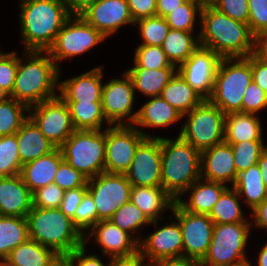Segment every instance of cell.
<instances>
[{
  "label": "cell",
  "mask_w": 267,
  "mask_h": 266,
  "mask_svg": "<svg viewBox=\"0 0 267 266\" xmlns=\"http://www.w3.org/2000/svg\"><path fill=\"white\" fill-rule=\"evenodd\" d=\"M199 44L221 58L248 57L254 54L255 35L248 24L233 20L211 3L201 9Z\"/></svg>",
  "instance_id": "obj_1"
},
{
  "label": "cell",
  "mask_w": 267,
  "mask_h": 266,
  "mask_svg": "<svg viewBox=\"0 0 267 266\" xmlns=\"http://www.w3.org/2000/svg\"><path fill=\"white\" fill-rule=\"evenodd\" d=\"M20 26L25 51H47L71 16L64 0H21Z\"/></svg>",
  "instance_id": "obj_2"
},
{
  "label": "cell",
  "mask_w": 267,
  "mask_h": 266,
  "mask_svg": "<svg viewBox=\"0 0 267 266\" xmlns=\"http://www.w3.org/2000/svg\"><path fill=\"white\" fill-rule=\"evenodd\" d=\"M25 54H28L29 60L24 64L18 58L10 97L30 108L58 96L55 88H59L60 67L47 51H25Z\"/></svg>",
  "instance_id": "obj_3"
},
{
  "label": "cell",
  "mask_w": 267,
  "mask_h": 266,
  "mask_svg": "<svg viewBox=\"0 0 267 266\" xmlns=\"http://www.w3.org/2000/svg\"><path fill=\"white\" fill-rule=\"evenodd\" d=\"M161 187L177 201L201 178V151L180 136L161 137Z\"/></svg>",
  "instance_id": "obj_4"
},
{
  "label": "cell",
  "mask_w": 267,
  "mask_h": 266,
  "mask_svg": "<svg viewBox=\"0 0 267 266\" xmlns=\"http://www.w3.org/2000/svg\"><path fill=\"white\" fill-rule=\"evenodd\" d=\"M29 238L64 258L84 245V235L59 208L32 207L26 216Z\"/></svg>",
  "instance_id": "obj_5"
},
{
  "label": "cell",
  "mask_w": 267,
  "mask_h": 266,
  "mask_svg": "<svg viewBox=\"0 0 267 266\" xmlns=\"http://www.w3.org/2000/svg\"><path fill=\"white\" fill-rule=\"evenodd\" d=\"M252 81L250 55L221 58L208 101L225 114L242 112L244 92Z\"/></svg>",
  "instance_id": "obj_6"
},
{
  "label": "cell",
  "mask_w": 267,
  "mask_h": 266,
  "mask_svg": "<svg viewBox=\"0 0 267 266\" xmlns=\"http://www.w3.org/2000/svg\"><path fill=\"white\" fill-rule=\"evenodd\" d=\"M106 130H75L59 147L63 160L87 179L105 172Z\"/></svg>",
  "instance_id": "obj_7"
},
{
  "label": "cell",
  "mask_w": 267,
  "mask_h": 266,
  "mask_svg": "<svg viewBox=\"0 0 267 266\" xmlns=\"http://www.w3.org/2000/svg\"><path fill=\"white\" fill-rule=\"evenodd\" d=\"M250 222L214 224L212 241L201 266H236L249 262L245 247Z\"/></svg>",
  "instance_id": "obj_8"
},
{
  "label": "cell",
  "mask_w": 267,
  "mask_h": 266,
  "mask_svg": "<svg viewBox=\"0 0 267 266\" xmlns=\"http://www.w3.org/2000/svg\"><path fill=\"white\" fill-rule=\"evenodd\" d=\"M188 116L179 136L199 151L224 142L226 114L208 100L185 114Z\"/></svg>",
  "instance_id": "obj_9"
},
{
  "label": "cell",
  "mask_w": 267,
  "mask_h": 266,
  "mask_svg": "<svg viewBox=\"0 0 267 266\" xmlns=\"http://www.w3.org/2000/svg\"><path fill=\"white\" fill-rule=\"evenodd\" d=\"M104 39L106 37L81 15H71L47 52L57 64L58 61L89 51Z\"/></svg>",
  "instance_id": "obj_10"
},
{
  "label": "cell",
  "mask_w": 267,
  "mask_h": 266,
  "mask_svg": "<svg viewBox=\"0 0 267 266\" xmlns=\"http://www.w3.org/2000/svg\"><path fill=\"white\" fill-rule=\"evenodd\" d=\"M151 135L133 125L110 126L106 129L105 172L125 174L138 146Z\"/></svg>",
  "instance_id": "obj_11"
},
{
  "label": "cell",
  "mask_w": 267,
  "mask_h": 266,
  "mask_svg": "<svg viewBox=\"0 0 267 266\" xmlns=\"http://www.w3.org/2000/svg\"><path fill=\"white\" fill-rule=\"evenodd\" d=\"M131 188L125 174L103 172L88 179L87 191L95 202L97 223L109 220L117 209L130 201Z\"/></svg>",
  "instance_id": "obj_12"
},
{
  "label": "cell",
  "mask_w": 267,
  "mask_h": 266,
  "mask_svg": "<svg viewBox=\"0 0 267 266\" xmlns=\"http://www.w3.org/2000/svg\"><path fill=\"white\" fill-rule=\"evenodd\" d=\"M28 111L29 118L57 148L75 131L68 105L60 96L34 105Z\"/></svg>",
  "instance_id": "obj_13"
},
{
  "label": "cell",
  "mask_w": 267,
  "mask_h": 266,
  "mask_svg": "<svg viewBox=\"0 0 267 266\" xmlns=\"http://www.w3.org/2000/svg\"><path fill=\"white\" fill-rule=\"evenodd\" d=\"M171 211L182 232L183 256L201 262L210 247L214 223L208 215L186 211L176 201Z\"/></svg>",
  "instance_id": "obj_14"
},
{
  "label": "cell",
  "mask_w": 267,
  "mask_h": 266,
  "mask_svg": "<svg viewBox=\"0 0 267 266\" xmlns=\"http://www.w3.org/2000/svg\"><path fill=\"white\" fill-rule=\"evenodd\" d=\"M122 76L123 79L114 78L103 85L101 103L108 127L113 124L133 125L138 114V111L132 113L135 96L132 79L127 72ZM124 118H127L129 123L122 122Z\"/></svg>",
  "instance_id": "obj_15"
},
{
  "label": "cell",
  "mask_w": 267,
  "mask_h": 266,
  "mask_svg": "<svg viewBox=\"0 0 267 266\" xmlns=\"http://www.w3.org/2000/svg\"><path fill=\"white\" fill-rule=\"evenodd\" d=\"M221 57L213 50L199 46L177 72L205 100L212 94L214 79Z\"/></svg>",
  "instance_id": "obj_16"
},
{
  "label": "cell",
  "mask_w": 267,
  "mask_h": 266,
  "mask_svg": "<svg viewBox=\"0 0 267 266\" xmlns=\"http://www.w3.org/2000/svg\"><path fill=\"white\" fill-rule=\"evenodd\" d=\"M161 173V137L146 138L138 146L125 175L132 187H161Z\"/></svg>",
  "instance_id": "obj_17"
},
{
  "label": "cell",
  "mask_w": 267,
  "mask_h": 266,
  "mask_svg": "<svg viewBox=\"0 0 267 266\" xmlns=\"http://www.w3.org/2000/svg\"><path fill=\"white\" fill-rule=\"evenodd\" d=\"M81 16L106 38L122 25H135L127 0H99Z\"/></svg>",
  "instance_id": "obj_18"
},
{
  "label": "cell",
  "mask_w": 267,
  "mask_h": 266,
  "mask_svg": "<svg viewBox=\"0 0 267 266\" xmlns=\"http://www.w3.org/2000/svg\"><path fill=\"white\" fill-rule=\"evenodd\" d=\"M158 230L138 243V250L150 263L164 259L183 256V238L178 221L162 228L157 220L152 221Z\"/></svg>",
  "instance_id": "obj_19"
},
{
  "label": "cell",
  "mask_w": 267,
  "mask_h": 266,
  "mask_svg": "<svg viewBox=\"0 0 267 266\" xmlns=\"http://www.w3.org/2000/svg\"><path fill=\"white\" fill-rule=\"evenodd\" d=\"M236 172L233 149L225 141L207 148L201 152V178L207 181L226 184L236 182Z\"/></svg>",
  "instance_id": "obj_20"
},
{
  "label": "cell",
  "mask_w": 267,
  "mask_h": 266,
  "mask_svg": "<svg viewBox=\"0 0 267 266\" xmlns=\"http://www.w3.org/2000/svg\"><path fill=\"white\" fill-rule=\"evenodd\" d=\"M94 236L97 244L103 247V254L109 257L127 256L138 250L140 238H135L121 230L111 220H100L89 231Z\"/></svg>",
  "instance_id": "obj_21"
},
{
  "label": "cell",
  "mask_w": 267,
  "mask_h": 266,
  "mask_svg": "<svg viewBox=\"0 0 267 266\" xmlns=\"http://www.w3.org/2000/svg\"><path fill=\"white\" fill-rule=\"evenodd\" d=\"M32 207V192L20 174L0 177V215L26 218Z\"/></svg>",
  "instance_id": "obj_22"
},
{
  "label": "cell",
  "mask_w": 267,
  "mask_h": 266,
  "mask_svg": "<svg viewBox=\"0 0 267 266\" xmlns=\"http://www.w3.org/2000/svg\"><path fill=\"white\" fill-rule=\"evenodd\" d=\"M102 68L96 67L59 83V96L65 102H101Z\"/></svg>",
  "instance_id": "obj_23"
},
{
  "label": "cell",
  "mask_w": 267,
  "mask_h": 266,
  "mask_svg": "<svg viewBox=\"0 0 267 266\" xmlns=\"http://www.w3.org/2000/svg\"><path fill=\"white\" fill-rule=\"evenodd\" d=\"M63 161L60 148H56L51 153L22 165L20 176L33 193L38 188L47 186L54 181L59 165Z\"/></svg>",
  "instance_id": "obj_24"
},
{
  "label": "cell",
  "mask_w": 267,
  "mask_h": 266,
  "mask_svg": "<svg viewBox=\"0 0 267 266\" xmlns=\"http://www.w3.org/2000/svg\"><path fill=\"white\" fill-rule=\"evenodd\" d=\"M16 137L22 165L45 156L57 148L30 118L22 124Z\"/></svg>",
  "instance_id": "obj_25"
},
{
  "label": "cell",
  "mask_w": 267,
  "mask_h": 266,
  "mask_svg": "<svg viewBox=\"0 0 267 266\" xmlns=\"http://www.w3.org/2000/svg\"><path fill=\"white\" fill-rule=\"evenodd\" d=\"M227 188L225 184L200 178L186 190L191 191L189 201L185 202L180 197L176 202L186 211L209 215Z\"/></svg>",
  "instance_id": "obj_26"
},
{
  "label": "cell",
  "mask_w": 267,
  "mask_h": 266,
  "mask_svg": "<svg viewBox=\"0 0 267 266\" xmlns=\"http://www.w3.org/2000/svg\"><path fill=\"white\" fill-rule=\"evenodd\" d=\"M130 201L152 222L163 219L159 213L172 209L175 200L162 187L133 186Z\"/></svg>",
  "instance_id": "obj_27"
},
{
  "label": "cell",
  "mask_w": 267,
  "mask_h": 266,
  "mask_svg": "<svg viewBox=\"0 0 267 266\" xmlns=\"http://www.w3.org/2000/svg\"><path fill=\"white\" fill-rule=\"evenodd\" d=\"M183 115L172 107L161 96L152 97L139 110L133 126L167 127L176 123ZM137 125V126H136Z\"/></svg>",
  "instance_id": "obj_28"
},
{
  "label": "cell",
  "mask_w": 267,
  "mask_h": 266,
  "mask_svg": "<svg viewBox=\"0 0 267 266\" xmlns=\"http://www.w3.org/2000/svg\"><path fill=\"white\" fill-rule=\"evenodd\" d=\"M260 119L256 114L233 112L226 114L225 142L262 141Z\"/></svg>",
  "instance_id": "obj_29"
},
{
  "label": "cell",
  "mask_w": 267,
  "mask_h": 266,
  "mask_svg": "<svg viewBox=\"0 0 267 266\" xmlns=\"http://www.w3.org/2000/svg\"><path fill=\"white\" fill-rule=\"evenodd\" d=\"M62 259L53 249L28 239L6 258L15 266H55Z\"/></svg>",
  "instance_id": "obj_30"
},
{
  "label": "cell",
  "mask_w": 267,
  "mask_h": 266,
  "mask_svg": "<svg viewBox=\"0 0 267 266\" xmlns=\"http://www.w3.org/2000/svg\"><path fill=\"white\" fill-rule=\"evenodd\" d=\"M183 117L205 99L176 72L160 95Z\"/></svg>",
  "instance_id": "obj_31"
},
{
  "label": "cell",
  "mask_w": 267,
  "mask_h": 266,
  "mask_svg": "<svg viewBox=\"0 0 267 266\" xmlns=\"http://www.w3.org/2000/svg\"><path fill=\"white\" fill-rule=\"evenodd\" d=\"M133 82L134 91L138 90L148 97L160 96L164 87L177 72L176 68H130L126 71Z\"/></svg>",
  "instance_id": "obj_32"
},
{
  "label": "cell",
  "mask_w": 267,
  "mask_h": 266,
  "mask_svg": "<svg viewBox=\"0 0 267 266\" xmlns=\"http://www.w3.org/2000/svg\"><path fill=\"white\" fill-rule=\"evenodd\" d=\"M233 188L239 196H246L244 201L252 211L267 198V188L257 164L241 171Z\"/></svg>",
  "instance_id": "obj_33"
},
{
  "label": "cell",
  "mask_w": 267,
  "mask_h": 266,
  "mask_svg": "<svg viewBox=\"0 0 267 266\" xmlns=\"http://www.w3.org/2000/svg\"><path fill=\"white\" fill-rule=\"evenodd\" d=\"M192 35V32L169 30L161 48L173 65L185 62L200 46L199 37Z\"/></svg>",
  "instance_id": "obj_34"
},
{
  "label": "cell",
  "mask_w": 267,
  "mask_h": 266,
  "mask_svg": "<svg viewBox=\"0 0 267 266\" xmlns=\"http://www.w3.org/2000/svg\"><path fill=\"white\" fill-rule=\"evenodd\" d=\"M29 239L27 219L0 215V258L6 259L12 250Z\"/></svg>",
  "instance_id": "obj_35"
},
{
  "label": "cell",
  "mask_w": 267,
  "mask_h": 266,
  "mask_svg": "<svg viewBox=\"0 0 267 266\" xmlns=\"http://www.w3.org/2000/svg\"><path fill=\"white\" fill-rule=\"evenodd\" d=\"M75 130H102L106 120L101 102H66Z\"/></svg>",
  "instance_id": "obj_36"
},
{
  "label": "cell",
  "mask_w": 267,
  "mask_h": 266,
  "mask_svg": "<svg viewBox=\"0 0 267 266\" xmlns=\"http://www.w3.org/2000/svg\"><path fill=\"white\" fill-rule=\"evenodd\" d=\"M240 196L237 191L227 188L208 215L214 224L248 222L243 216L239 203Z\"/></svg>",
  "instance_id": "obj_37"
},
{
  "label": "cell",
  "mask_w": 267,
  "mask_h": 266,
  "mask_svg": "<svg viewBox=\"0 0 267 266\" xmlns=\"http://www.w3.org/2000/svg\"><path fill=\"white\" fill-rule=\"evenodd\" d=\"M29 108L16 101L14 98L0 103V136L13 135L21 128L22 124L29 118L24 111Z\"/></svg>",
  "instance_id": "obj_38"
},
{
  "label": "cell",
  "mask_w": 267,
  "mask_h": 266,
  "mask_svg": "<svg viewBox=\"0 0 267 266\" xmlns=\"http://www.w3.org/2000/svg\"><path fill=\"white\" fill-rule=\"evenodd\" d=\"M203 4L200 0H187L164 18L170 29L193 32L196 14L200 15Z\"/></svg>",
  "instance_id": "obj_39"
},
{
  "label": "cell",
  "mask_w": 267,
  "mask_h": 266,
  "mask_svg": "<svg viewBox=\"0 0 267 266\" xmlns=\"http://www.w3.org/2000/svg\"><path fill=\"white\" fill-rule=\"evenodd\" d=\"M21 168L16 134L0 136V177L20 174Z\"/></svg>",
  "instance_id": "obj_40"
},
{
  "label": "cell",
  "mask_w": 267,
  "mask_h": 266,
  "mask_svg": "<svg viewBox=\"0 0 267 266\" xmlns=\"http://www.w3.org/2000/svg\"><path fill=\"white\" fill-rule=\"evenodd\" d=\"M233 149L236 172L239 174L257 164L261 153L266 149L263 141L226 142Z\"/></svg>",
  "instance_id": "obj_41"
},
{
  "label": "cell",
  "mask_w": 267,
  "mask_h": 266,
  "mask_svg": "<svg viewBox=\"0 0 267 266\" xmlns=\"http://www.w3.org/2000/svg\"><path fill=\"white\" fill-rule=\"evenodd\" d=\"M109 220L130 235L138 232L141 226L151 224L146 215L131 201L117 209Z\"/></svg>",
  "instance_id": "obj_42"
},
{
  "label": "cell",
  "mask_w": 267,
  "mask_h": 266,
  "mask_svg": "<svg viewBox=\"0 0 267 266\" xmlns=\"http://www.w3.org/2000/svg\"><path fill=\"white\" fill-rule=\"evenodd\" d=\"M134 62L132 68L160 69L176 68L165 55L159 46L140 44L135 50Z\"/></svg>",
  "instance_id": "obj_43"
},
{
  "label": "cell",
  "mask_w": 267,
  "mask_h": 266,
  "mask_svg": "<svg viewBox=\"0 0 267 266\" xmlns=\"http://www.w3.org/2000/svg\"><path fill=\"white\" fill-rule=\"evenodd\" d=\"M134 24H139L140 35L143 38L141 44L161 47L170 27L164 17L152 16L140 19Z\"/></svg>",
  "instance_id": "obj_44"
},
{
  "label": "cell",
  "mask_w": 267,
  "mask_h": 266,
  "mask_svg": "<svg viewBox=\"0 0 267 266\" xmlns=\"http://www.w3.org/2000/svg\"><path fill=\"white\" fill-rule=\"evenodd\" d=\"M97 223V209L91 194L87 191L84 194L82 202L75 211V226L84 235V245L89 240L87 234L84 233L86 229L89 231Z\"/></svg>",
  "instance_id": "obj_45"
},
{
  "label": "cell",
  "mask_w": 267,
  "mask_h": 266,
  "mask_svg": "<svg viewBox=\"0 0 267 266\" xmlns=\"http://www.w3.org/2000/svg\"><path fill=\"white\" fill-rule=\"evenodd\" d=\"M33 207L42 209L59 208L63 200L64 190L54 182L47 186L38 188L32 193Z\"/></svg>",
  "instance_id": "obj_46"
},
{
  "label": "cell",
  "mask_w": 267,
  "mask_h": 266,
  "mask_svg": "<svg viewBox=\"0 0 267 266\" xmlns=\"http://www.w3.org/2000/svg\"><path fill=\"white\" fill-rule=\"evenodd\" d=\"M87 181L88 179L80 171H77L67 162L63 161L59 165L53 182L65 191L87 187Z\"/></svg>",
  "instance_id": "obj_47"
},
{
  "label": "cell",
  "mask_w": 267,
  "mask_h": 266,
  "mask_svg": "<svg viewBox=\"0 0 267 266\" xmlns=\"http://www.w3.org/2000/svg\"><path fill=\"white\" fill-rule=\"evenodd\" d=\"M18 69V55L16 52L4 54L0 52V86L10 95L12 94Z\"/></svg>",
  "instance_id": "obj_48"
},
{
  "label": "cell",
  "mask_w": 267,
  "mask_h": 266,
  "mask_svg": "<svg viewBox=\"0 0 267 266\" xmlns=\"http://www.w3.org/2000/svg\"><path fill=\"white\" fill-rule=\"evenodd\" d=\"M210 3L233 20L248 24V0H212Z\"/></svg>",
  "instance_id": "obj_49"
},
{
  "label": "cell",
  "mask_w": 267,
  "mask_h": 266,
  "mask_svg": "<svg viewBox=\"0 0 267 266\" xmlns=\"http://www.w3.org/2000/svg\"><path fill=\"white\" fill-rule=\"evenodd\" d=\"M264 108H267V93L252 81L244 92L242 113L256 114Z\"/></svg>",
  "instance_id": "obj_50"
},
{
  "label": "cell",
  "mask_w": 267,
  "mask_h": 266,
  "mask_svg": "<svg viewBox=\"0 0 267 266\" xmlns=\"http://www.w3.org/2000/svg\"><path fill=\"white\" fill-rule=\"evenodd\" d=\"M248 25L256 36L267 29V0H248Z\"/></svg>",
  "instance_id": "obj_51"
},
{
  "label": "cell",
  "mask_w": 267,
  "mask_h": 266,
  "mask_svg": "<svg viewBox=\"0 0 267 266\" xmlns=\"http://www.w3.org/2000/svg\"><path fill=\"white\" fill-rule=\"evenodd\" d=\"M87 192V187H79L64 191L63 200L59 209L71 220L75 225V211L82 202L84 194Z\"/></svg>",
  "instance_id": "obj_52"
},
{
  "label": "cell",
  "mask_w": 267,
  "mask_h": 266,
  "mask_svg": "<svg viewBox=\"0 0 267 266\" xmlns=\"http://www.w3.org/2000/svg\"><path fill=\"white\" fill-rule=\"evenodd\" d=\"M85 245L73 250L70 254L65 256L64 262L65 266H104L97 255H88L85 253ZM76 264V265H75ZM106 266V265H105Z\"/></svg>",
  "instance_id": "obj_53"
},
{
  "label": "cell",
  "mask_w": 267,
  "mask_h": 266,
  "mask_svg": "<svg viewBox=\"0 0 267 266\" xmlns=\"http://www.w3.org/2000/svg\"><path fill=\"white\" fill-rule=\"evenodd\" d=\"M127 1L134 22L143 18L156 16L157 0H127Z\"/></svg>",
  "instance_id": "obj_54"
},
{
  "label": "cell",
  "mask_w": 267,
  "mask_h": 266,
  "mask_svg": "<svg viewBox=\"0 0 267 266\" xmlns=\"http://www.w3.org/2000/svg\"><path fill=\"white\" fill-rule=\"evenodd\" d=\"M252 80L267 93V63L254 54L250 55Z\"/></svg>",
  "instance_id": "obj_55"
},
{
  "label": "cell",
  "mask_w": 267,
  "mask_h": 266,
  "mask_svg": "<svg viewBox=\"0 0 267 266\" xmlns=\"http://www.w3.org/2000/svg\"><path fill=\"white\" fill-rule=\"evenodd\" d=\"M109 260L108 266H149V263L143 264L145 257L139 250L127 256L110 257Z\"/></svg>",
  "instance_id": "obj_56"
},
{
  "label": "cell",
  "mask_w": 267,
  "mask_h": 266,
  "mask_svg": "<svg viewBox=\"0 0 267 266\" xmlns=\"http://www.w3.org/2000/svg\"><path fill=\"white\" fill-rule=\"evenodd\" d=\"M149 266H201L200 262L187 257L164 258L152 263Z\"/></svg>",
  "instance_id": "obj_57"
},
{
  "label": "cell",
  "mask_w": 267,
  "mask_h": 266,
  "mask_svg": "<svg viewBox=\"0 0 267 266\" xmlns=\"http://www.w3.org/2000/svg\"><path fill=\"white\" fill-rule=\"evenodd\" d=\"M99 0H64L70 15H81Z\"/></svg>",
  "instance_id": "obj_58"
},
{
  "label": "cell",
  "mask_w": 267,
  "mask_h": 266,
  "mask_svg": "<svg viewBox=\"0 0 267 266\" xmlns=\"http://www.w3.org/2000/svg\"><path fill=\"white\" fill-rule=\"evenodd\" d=\"M254 55L267 63V29L255 36Z\"/></svg>",
  "instance_id": "obj_59"
},
{
  "label": "cell",
  "mask_w": 267,
  "mask_h": 266,
  "mask_svg": "<svg viewBox=\"0 0 267 266\" xmlns=\"http://www.w3.org/2000/svg\"><path fill=\"white\" fill-rule=\"evenodd\" d=\"M186 1L187 0H157L156 15L165 17L172 10H175Z\"/></svg>",
  "instance_id": "obj_60"
},
{
  "label": "cell",
  "mask_w": 267,
  "mask_h": 266,
  "mask_svg": "<svg viewBox=\"0 0 267 266\" xmlns=\"http://www.w3.org/2000/svg\"><path fill=\"white\" fill-rule=\"evenodd\" d=\"M252 216L257 228L267 229V198L252 211Z\"/></svg>",
  "instance_id": "obj_61"
},
{
  "label": "cell",
  "mask_w": 267,
  "mask_h": 266,
  "mask_svg": "<svg viewBox=\"0 0 267 266\" xmlns=\"http://www.w3.org/2000/svg\"><path fill=\"white\" fill-rule=\"evenodd\" d=\"M257 165L259 166L262 179L264 180V185L267 188V147L266 149L261 153V156L257 162Z\"/></svg>",
  "instance_id": "obj_62"
},
{
  "label": "cell",
  "mask_w": 267,
  "mask_h": 266,
  "mask_svg": "<svg viewBox=\"0 0 267 266\" xmlns=\"http://www.w3.org/2000/svg\"><path fill=\"white\" fill-rule=\"evenodd\" d=\"M258 257V266H267V243L261 248Z\"/></svg>",
  "instance_id": "obj_63"
},
{
  "label": "cell",
  "mask_w": 267,
  "mask_h": 266,
  "mask_svg": "<svg viewBox=\"0 0 267 266\" xmlns=\"http://www.w3.org/2000/svg\"><path fill=\"white\" fill-rule=\"evenodd\" d=\"M9 98H11L10 94L0 86V103L8 100Z\"/></svg>",
  "instance_id": "obj_64"
},
{
  "label": "cell",
  "mask_w": 267,
  "mask_h": 266,
  "mask_svg": "<svg viewBox=\"0 0 267 266\" xmlns=\"http://www.w3.org/2000/svg\"><path fill=\"white\" fill-rule=\"evenodd\" d=\"M0 266H15L11 264L8 260L2 259Z\"/></svg>",
  "instance_id": "obj_65"
},
{
  "label": "cell",
  "mask_w": 267,
  "mask_h": 266,
  "mask_svg": "<svg viewBox=\"0 0 267 266\" xmlns=\"http://www.w3.org/2000/svg\"><path fill=\"white\" fill-rule=\"evenodd\" d=\"M55 266H65L64 259L62 258Z\"/></svg>",
  "instance_id": "obj_66"
},
{
  "label": "cell",
  "mask_w": 267,
  "mask_h": 266,
  "mask_svg": "<svg viewBox=\"0 0 267 266\" xmlns=\"http://www.w3.org/2000/svg\"><path fill=\"white\" fill-rule=\"evenodd\" d=\"M236 266H251V264H250V261H249V262H246L244 264H239V265H236Z\"/></svg>",
  "instance_id": "obj_67"
},
{
  "label": "cell",
  "mask_w": 267,
  "mask_h": 266,
  "mask_svg": "<svg viewBox=\"0 0 267 266\" xmlns=\"http://www.w3.org/2000/svg\"><path fill=\"white\" fill-rule=\"evenodd\" d=\"M202 1L203 3H210L212 0H200Z\"/></svg>",
  "instance_id": "obj_68"
}]
</instances>
